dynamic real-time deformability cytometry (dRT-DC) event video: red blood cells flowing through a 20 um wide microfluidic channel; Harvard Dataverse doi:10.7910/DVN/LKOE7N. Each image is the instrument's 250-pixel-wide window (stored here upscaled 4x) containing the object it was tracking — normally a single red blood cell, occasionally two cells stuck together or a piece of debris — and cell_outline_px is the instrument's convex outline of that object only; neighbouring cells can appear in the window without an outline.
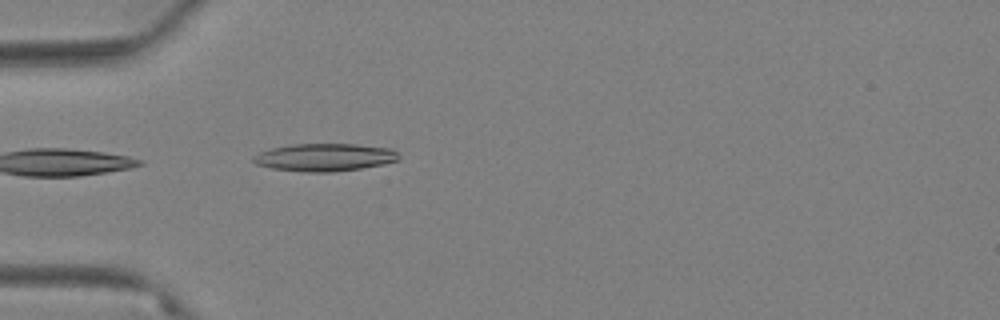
{"species": "Egyptian fruit bat (a non-hibernating species)", "species_latin": "Rousettus aegyptiacus", "temperature_condition": "warm", "stored_images_in_passage": 5, "camera_frame_rate_fps": 3000, "um_per_image_px": 0.085, "animal": {"sex": "female"}, "frame": {"image": 1, "passage_image": 1, "time_ms": 0.0, "image_size_px": [1000, 320], "cell_outline_px": [[400, 160], [384, 164], [360, 168], [332, 172], [304, 172], [272, 168], [256, 164], [252, 160], [252, 156], [260, 152], [272, 148], [292, 144], [356, 144], [392, 148], [400, 156]], "centroid_in_image_um": [27.61, 13.37], "position_along_channel_um": 57.4, "area_um2": 23.52}}